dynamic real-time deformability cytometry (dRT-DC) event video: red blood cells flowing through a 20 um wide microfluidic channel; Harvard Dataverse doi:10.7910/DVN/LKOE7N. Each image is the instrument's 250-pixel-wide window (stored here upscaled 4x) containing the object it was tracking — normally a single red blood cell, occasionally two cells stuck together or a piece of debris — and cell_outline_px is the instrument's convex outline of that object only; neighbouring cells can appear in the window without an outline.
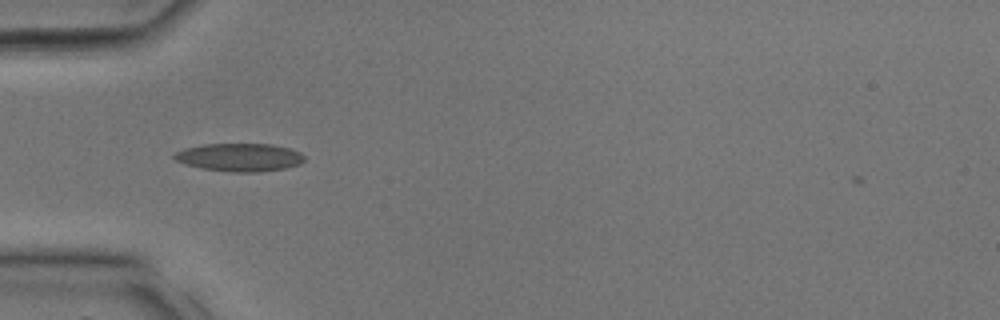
{"species": "common noctule bat (a hibernating species)", "species_latin": "Nyctalus noctula", "temperature_condition": "room temperature", "stored_images_in_passage": 14, "camera_frame_rate_fps": 3000, "um_per_image_px": 0.085, "animal": {"sex": "male", "body_mass_g": 17.9, "forearm_length_mm": 54.2}, "frame": {"image": 1, "passage_image": 1, "time_ms": 0.0, "image_size_px": [1000, 320], "cell_outline_px": [[304, 160], [300, 164], [284, 168], [260, 172], [228, 172], [204, 168], [184, 164], [176, 160], [172, 156], [176, 152], [184, 148], [204, 144], [272, 144], [288, 148], [300, 152], [304, 156]], "centroid_in_image_um": [20.36, 13.37], "position_along_channel_um": 64.6, "area_um2": 21.21}}
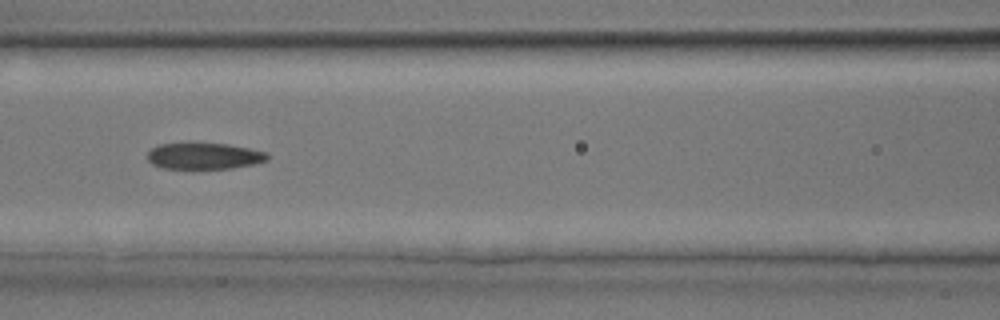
{"frame": {"image": 2, "passage_image": 5, "time_ms": 1.333, "image_size_px": [1000, 320], "cell_outline_px": [[268, 160], [252, 164], [232, 168], [192, 172], [160, 168], [152, 164], [148, 160], [148, 152], [152, 148], [160, 144], [188, 140], [192, 140], [228, 144], [268, 152]], "centroid_in_image_um": [17.26, 13.27], "position_along_channel_um": 149.3, "area_um2": 20.17}}
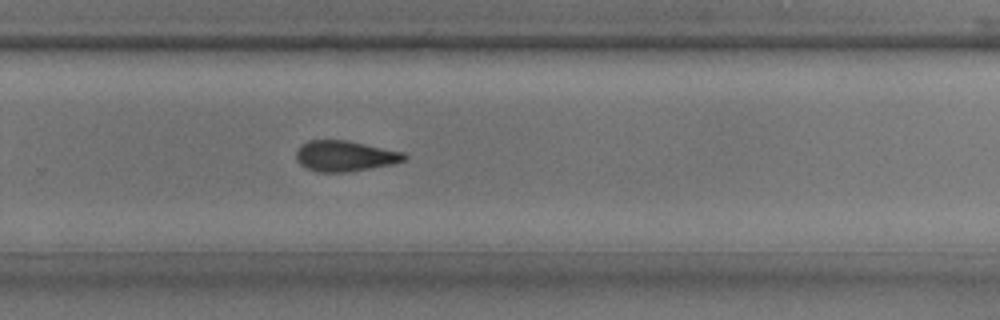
{"frame": {"image": 3, "passage_image": 12, "time_ms": 3.667, "image_size_px": [1000, 320], "cell_outline_px": [[408, 156], [404, 160], [392, 164], [348, 172], [320, 172], [308, 168], [300, 164], [296, 160], [296, 152], [300, 144], [308, 140], [348, 140], [404, 152]], "centroid_in_image_um": [29.31, 13.25], "position_along_channel_um": 300.5, "area_um2": 19.36}}